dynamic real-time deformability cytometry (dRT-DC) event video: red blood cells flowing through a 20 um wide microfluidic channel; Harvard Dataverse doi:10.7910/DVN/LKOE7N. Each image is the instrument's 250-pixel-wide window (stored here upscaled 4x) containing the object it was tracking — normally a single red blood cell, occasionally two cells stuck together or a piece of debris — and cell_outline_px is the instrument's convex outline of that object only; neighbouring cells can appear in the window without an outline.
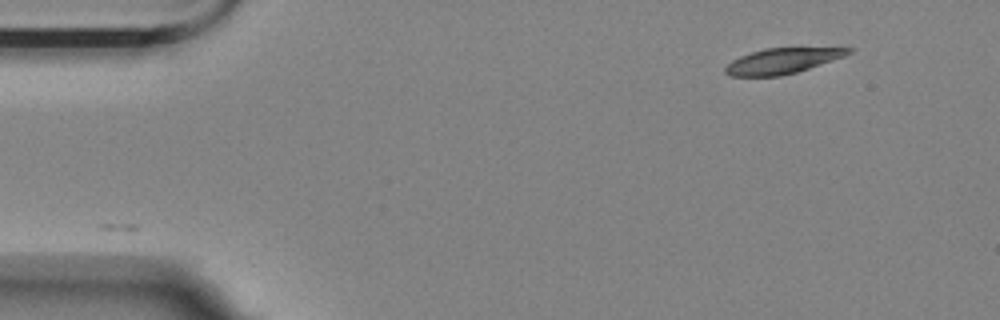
{"species": "Egyptian fruit bat (a non-hibernating species)", "species_latin": "Rousettus aegyptiacus", "temperature_condition": "room temperature", "stored_images_in_passage": 37, "camera_frame_rate_fps": 3000, "um_per_image_px": 0.085, "animal": {"sex": "female"}, "frame": {"image": 1, "passage_image": 1, "time_ms": 0.0, "image_size_px": [1000, 320], "cell_outline_px": [[852, 52], [844, 56], [796, 72], [780, 76], [728, 76], [724, 72], [724, 68], [732, 60], [740, 56], [764, 48], [852, 48]], "centroid_in_image_um": [66.44, 5.18], "position_along_channel_um": 18.6, "area_um2": 17.98}}
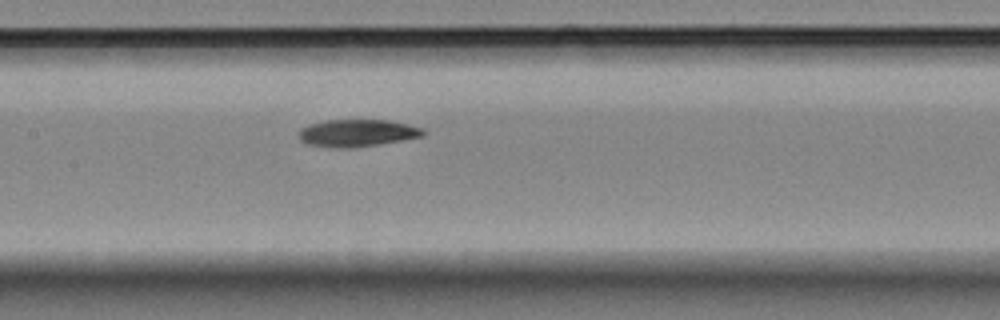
{"frame": {"image": 2, "passage_image": 22, "time_ms": 7.0, "image_size_px": [1000, 320], "cell_outline_px": [[428, 132], [424, 136], [404, 140], [380, 144], [352, 148], [328, 148], [304, 144], [296, 136], [296, 132], [300, 128], [308, 124], [324, 120], [388, 120], [408, 124], [424, 128]], "centroid_in_image_um": [30.31, 11.32], "position_along_channel_um": 177.1, "area_um2": 20.46}}
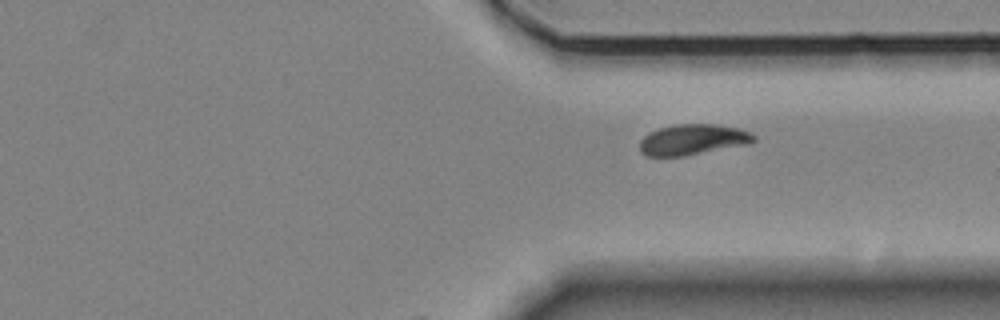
{"frame": {"image": 3, "passage_image": 37, "time_ms": 12.0, "image_size_px": [1000, 320], "cell_outline_px": [[756, 140], [752, 144], [684, 156], [648, 156], [640, 152], [640, 140], [648, 132], [660, 128], [676, 124], [716, 124], [740, 128], [756, 136]], "centroid_in_image_um": [58.92, 11.87], "position_along_channel_um": 352.5, "area_um2": 20.63}}